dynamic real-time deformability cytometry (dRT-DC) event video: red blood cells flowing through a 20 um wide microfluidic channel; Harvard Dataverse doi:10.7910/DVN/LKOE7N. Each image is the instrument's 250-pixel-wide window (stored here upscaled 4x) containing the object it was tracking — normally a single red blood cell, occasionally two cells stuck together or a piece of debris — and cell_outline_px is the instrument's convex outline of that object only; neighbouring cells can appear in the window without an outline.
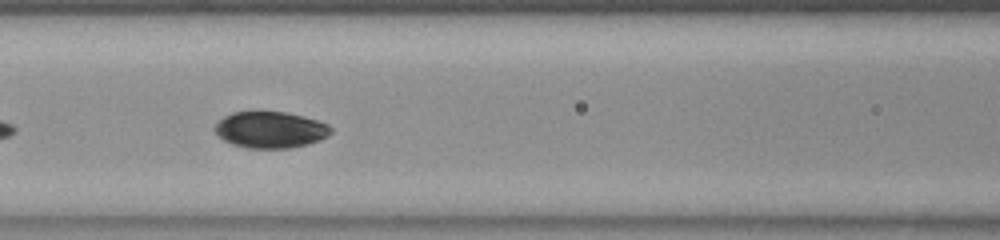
{"species": "common noctule bat (a hibernating species)", "species_latin": "Nyctalus noctula", "temperature_condition": "room temperature", "stored_images_in_passage": 20, "camera_frame_rate_fps": 3000, "um_per_image_px": 0.085, "animal": {"sex": "female", "body_mass_g": 23.0, "forearm_length_mm": 53.4}, "frame": {"image": 1, "passage_image": 17, "time_ms": 5.333, "image_size_px": [1000, 240], "cell_outline_px": [[332, 132], [328, 136], [320, 140], [288, 148], [248, 148], [232, 144], [224, 140], [212, 128], [224, 116], [232, 112], [288, 112], [304, 116], [328, 124], [332, 128]], "centroid_in_image_um": [22.99, 11.02], "position_along_channel_um": 143.6, "area_um2": 24.51}}